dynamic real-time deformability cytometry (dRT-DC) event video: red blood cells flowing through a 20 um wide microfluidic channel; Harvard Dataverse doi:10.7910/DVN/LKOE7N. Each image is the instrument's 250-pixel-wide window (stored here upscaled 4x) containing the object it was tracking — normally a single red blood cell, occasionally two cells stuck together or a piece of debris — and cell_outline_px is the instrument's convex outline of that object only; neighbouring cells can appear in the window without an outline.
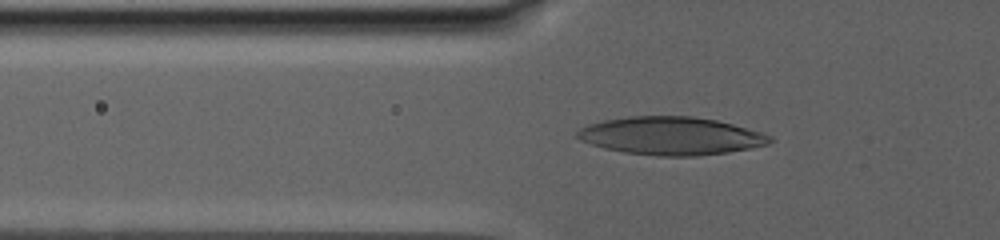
{"species": "human", "species_latin": "Homo sapiens", "temperature_condition": "warm", "stored_images_in_passage": 38, "camera_frame_rate_fps": 3000, "um_per_image_px": 0.085, "donor": {"sex": "male"}, "frame": {"image": 1, "passage_image": 20, "time_ms": 11.0, "image_size_px": [1000, 240], "cell_outline_px": [[772, 140], [768, 144], [728, 152], [696, 156], [656, 156], [624, 152], [604, 148], [580, 140], [576, 136], [576, 132], [580, 128], [588, 124], [604, 120], [628, 116], [692, 116], [716, 120], [732, 124], [760, 132], [772, 136]], "centroid_in_image_um": [57.0, 11.55], "position_along_channel_um": 68.8, "area_um2": 42.48}}
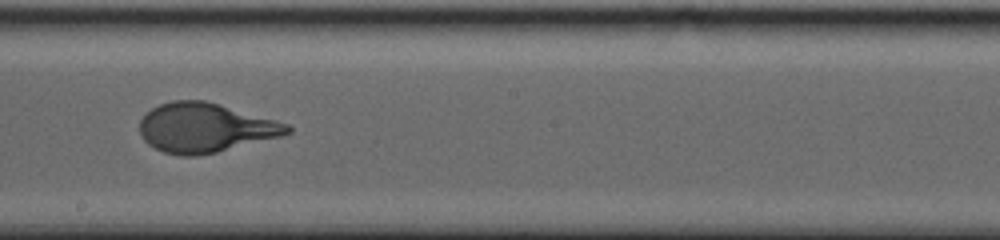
{"frame": {"image": 2, "passage_image": 31, "time_ms": 17.667, "image_size_px": [1000, 240], "cell_outline_px": [[292, 132], [280, 136], [216, 152], [196, 156], [180, 156], [164, 152], [148, 144], [144, 140], [140, 132], [140, 120], [152, 108], [160, 104], [172, 100], [204, 100], [288, 124], [292, 128]], "centroid_in_image_um": [17.4, 10.86], "position_along_channel_um": 230.8, "area_um2": 41.85}}
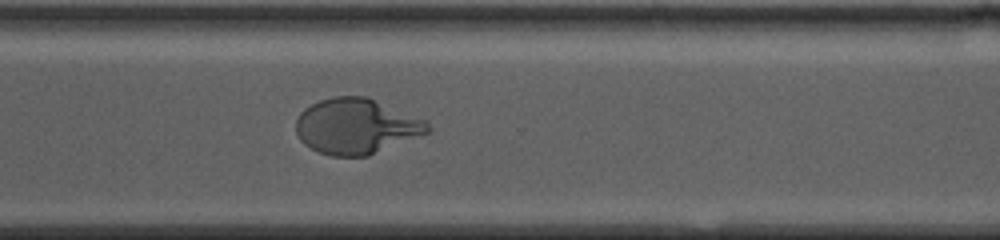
{"frame": {"image": 3, "passage_image": 38, "time_ms": 22.0, "image_size_px": [1000, 240], "cell_outline_px": [[432, 128], [428, 132], [368, 156], [332, 156], [320, 152], [304, 144], [300, 140], [296, 132], [296, 120], [300, 112], [304, 108], [320, 100], [332, 96], [364, 96], [424, 120]], "centroid_in_image_um": [30.23, 10.74], "position_along_channel_um": 340.4, "area_um2": 42.02}}